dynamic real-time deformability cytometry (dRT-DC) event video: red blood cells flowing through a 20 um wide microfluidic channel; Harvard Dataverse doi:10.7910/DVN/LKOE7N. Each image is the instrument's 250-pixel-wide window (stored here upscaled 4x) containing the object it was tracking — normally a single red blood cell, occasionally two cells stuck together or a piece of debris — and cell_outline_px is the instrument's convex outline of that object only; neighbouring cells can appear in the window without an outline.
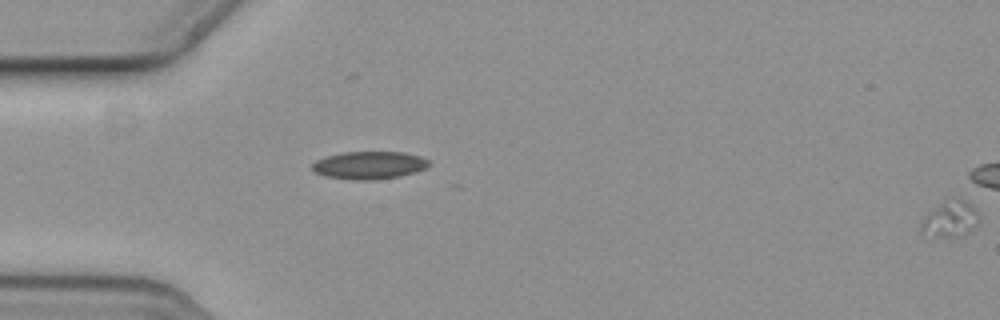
{"species": "common noctule bat (a hibernating species)", "species_latin": "Nyctalus noctula", "temperature_condition": "cold", "stored_images_in_passage": 5, "segment_of_instrument_passage": [2, 2], "camera_frame_rate_fps": 3000, "um_per_image_px": 0.085, "animal": {"sex": "female", "body_mass_g": 19.3, "forearm_length_mm": 54.1}, "frame": {"image": 1, "passage_image": 5, "time_ms": 1.333, "image_size_px": [1000, 320], "cell_outline_px": [[980, 220], [964, 236], [920, 236], [920, 228], [924, 220], [932, 212], [944, 204], [960, 200], [964, 200], [980, 216]], "centroid_in_image_um": [80.78, 18.73], "position_along_channel_um": 4.2, "area_um2": 11.21}}